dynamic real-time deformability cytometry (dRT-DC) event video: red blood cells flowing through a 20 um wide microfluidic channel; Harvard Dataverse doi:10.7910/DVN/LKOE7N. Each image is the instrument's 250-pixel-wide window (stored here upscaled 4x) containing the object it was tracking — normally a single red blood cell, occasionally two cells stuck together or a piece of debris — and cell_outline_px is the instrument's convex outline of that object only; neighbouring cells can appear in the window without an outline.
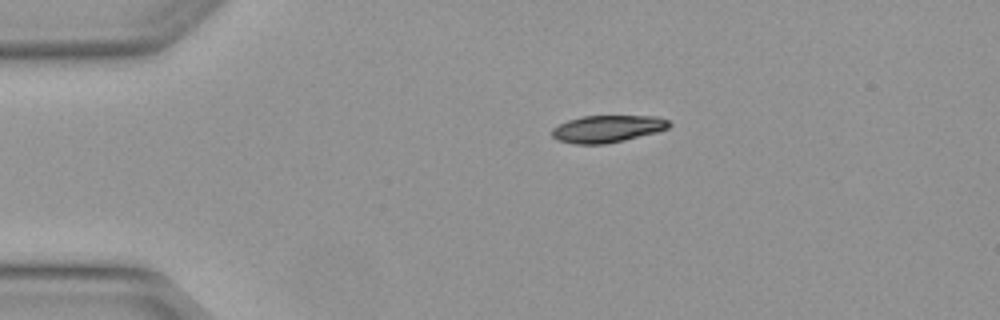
{"species": "Egyptian fruit bat (a non-hibernating species)", "species_latin": "Rousettus aegyptiacus", "temperature_condition": "warm", "stored_images_in_passage": 2, "camera_frame_rate_fps": 3000, "um_per_image_px": 0.085, "animal": {"sex": "female"}, "frame": {"image": 1, "passage_image": 1, "time_ms": 0.0, "image_size_px": [1000, 320], "cell_outline_px": [[672, 124], [668, 128], [656, 132], [624, 140], [604, 144], [572, 144], [556, 140], [552, 136], [552, 128], [568, 120], [580, 116], [656, 116], [668, 120]], "centroid_in_image_um": [51.61, 10.95], "position_along_channel_um": 33.4, "area_um2": 18.55}}